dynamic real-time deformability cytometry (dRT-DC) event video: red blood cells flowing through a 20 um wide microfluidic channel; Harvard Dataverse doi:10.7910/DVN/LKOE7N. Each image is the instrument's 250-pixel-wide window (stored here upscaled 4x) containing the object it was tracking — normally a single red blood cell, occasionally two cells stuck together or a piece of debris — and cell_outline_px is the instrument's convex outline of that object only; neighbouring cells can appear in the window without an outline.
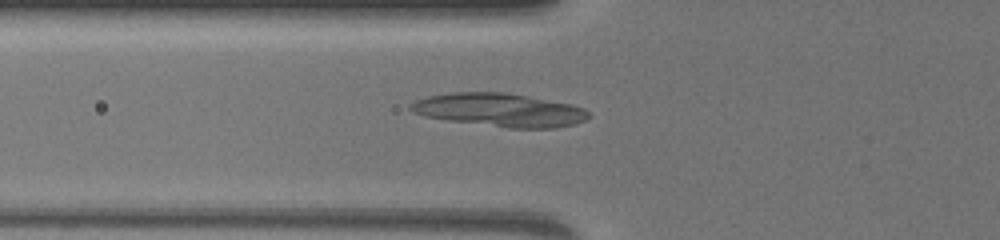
{"species": "common noctule bat (a hibernating species)", "species_latin": "Nyctalus noctula", "temperature_condition": "warm", "stored_images_in_passage": 67, "camera_frame_rate_fps": 3000, "um_per_image_px": 0.085, "animal": {"sex": "female", "body_mass_g": 19.5, "forearm_length_mm": 54.1}, "frame": {"image": 1, "passage_image": 27, "time_ms": 8.667, "image_size_px": [1000, 240], "cell_outline_px": [[592, 116], [576, 124], [556, 128], [508, 128], [448, 120], [424, 116], [408, 108], [408, 104], [416, 100], [428, 96], [452, 92], [504, 92], [528, 96], [572, 104], [584, 108]], "centroid_in_image_um": [42.5, 9.35], "position_along_channel_um": 83.3, "area_um2": 34.62}}
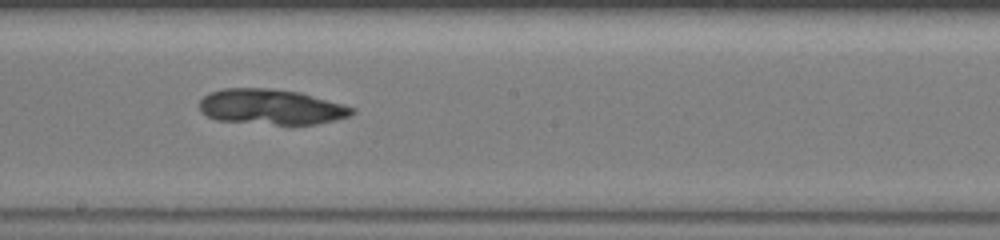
{"frame": {"image": 2, "passage_image": 40, "time_ms": 13.0, "image_size_px": [1000, 240], "cell_outline_px": [[356, 112], [352, 116], [336, 120], [316, 124], [276, 124], [216, 120], [200, 112], [200, 100], [208, 92], [224, 88], [268, 88], [300, 92], [344, 104], [356, 108]], "centroid_in_image_um": [23.08, 9.08], "position_along_channel_um": 225.1, "area_um2": 31.62}}
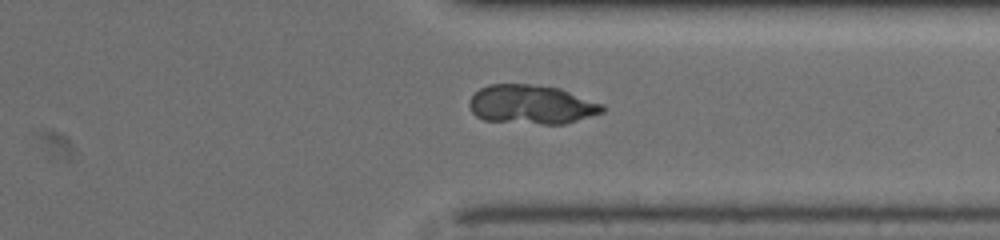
{"frame": {"image": 3, "passage_image": 53, "time_ms": 17.333, "image_size_px": [1000, 240], "cell_outline_px": [[604, 112], [564, 124], [540, 124], [484, 120], [476, 116], [472, 112], [468, 104], [468, 100], [480, 88], [488, 84], [532, 84], [560, 88], [604, 104]], "centroid_in_image_um": [45.17, 8.88], "position_along_channel_um": 366.2, "area_um2": 30.46}}